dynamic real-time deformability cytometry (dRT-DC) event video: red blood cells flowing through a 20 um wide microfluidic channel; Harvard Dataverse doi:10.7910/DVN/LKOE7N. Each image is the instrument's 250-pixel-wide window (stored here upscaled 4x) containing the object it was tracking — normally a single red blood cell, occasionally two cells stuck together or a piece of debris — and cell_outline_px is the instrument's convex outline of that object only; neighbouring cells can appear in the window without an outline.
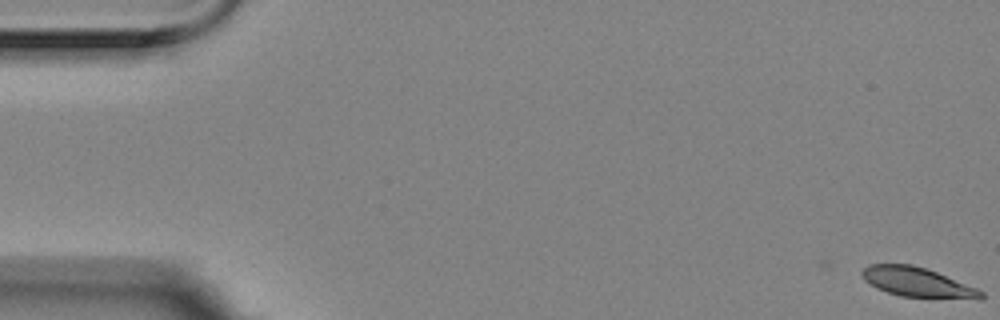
{"species": "Egyptian fruit bat (a non-hibernating species)", "species_latin": "Rousettus aegyptiacus", "temperature_condition": "room temperature", "stored_images_in_passage": 5, "camera_frame_rate_fps": 3000, "um_per_image_px": 0.085, "animal": {"sex": "female"}, "frame": {"image": 1, "passage_image": 1, "time_ms": 0.0, "image_size_px": [1000, 320], "cell_outline_px": [[984, 296], [980, 300], [900, 296], [876, 288], [864, 280], [860, 276], [860, 272], [868, 264], [912, 264], [936, 272], [976, 288], [984, 292]], "centroid_in_image_um": [77.96, 24.0], "position_along_channel_um": 7.0, "area_um2": 20.58}}
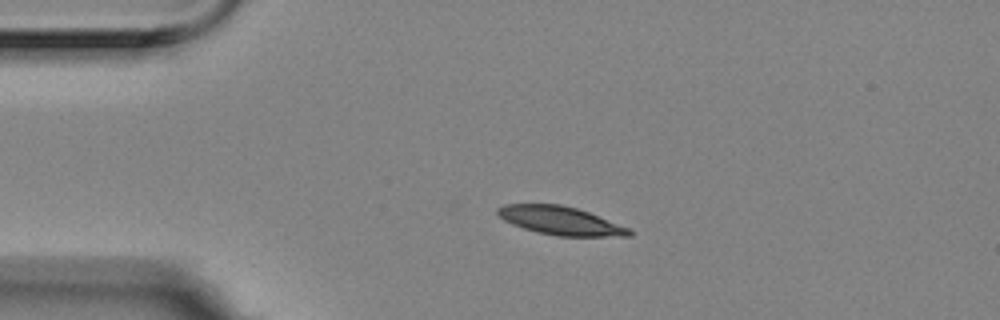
{"frame": {"image": 2, "passage_image": 4, "time_ms": 1.0, "image_size_px": [1000, 320], "cell_outline_px": [[632, 236], [556, 236], [536, 232], [512, 224], [504, 220], [496, 212], [496, 208], [504, 204], [560, 204], [576, 208], [588, 212], [632, 228]], "centroid_in_image_um": [47.66, 18.76], "position_along_channel_um": 37.3, "area_um2": 21.85}}